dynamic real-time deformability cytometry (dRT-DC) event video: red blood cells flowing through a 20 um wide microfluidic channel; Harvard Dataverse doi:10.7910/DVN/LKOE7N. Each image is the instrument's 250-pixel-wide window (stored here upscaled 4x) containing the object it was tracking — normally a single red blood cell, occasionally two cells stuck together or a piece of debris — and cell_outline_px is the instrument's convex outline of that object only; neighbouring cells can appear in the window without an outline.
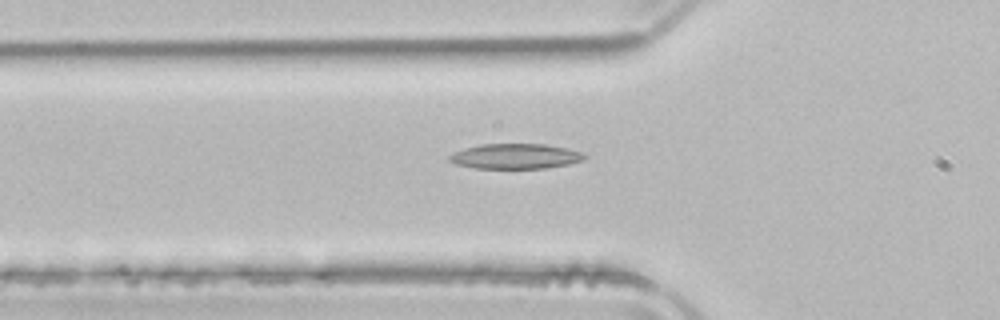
{"species": "common noctule bat (a hibernating species)", "species_latin": "Nyctalus noctula", "temperature_condition": "room temperature", "stored_images_in_passage": 3, "camera_frame_rate_fps": 3000, "um_per_image_px": 0.085, "animal": {"sex": "male", "body_mass_g": 21.5, "forearm_length_mm": 52.0}, "frame": {"image": 1, "passage_image": 3, "time_ms": 0.667, "image_size_px": [1000, 320], "cell_outline_px": [[588, 156], [584, 160], [568, 164], [544, 168], [476, 168], [456, 164], [448, 160], [448, 156], [464, 148], [480, 144], [544, 144], [568, 148], [580, 152]], "centroid_in_image_um": [43.82, 13.28], "position_along_channel_um": 82.0, "area_um2": 19.71}}